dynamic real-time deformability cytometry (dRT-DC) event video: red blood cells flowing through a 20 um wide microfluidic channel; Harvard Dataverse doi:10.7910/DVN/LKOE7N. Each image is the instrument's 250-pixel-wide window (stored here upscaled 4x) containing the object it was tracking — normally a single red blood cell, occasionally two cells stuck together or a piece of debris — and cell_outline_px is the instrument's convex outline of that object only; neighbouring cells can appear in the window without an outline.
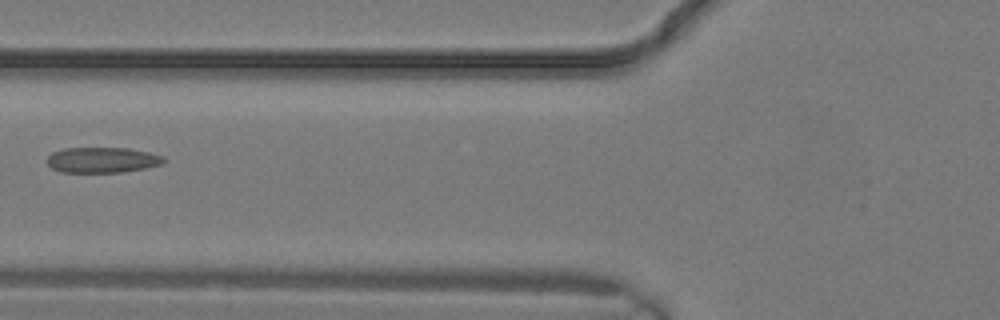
{"species": "common noctule bat (a hibernating species)", "species_latin": "Nyctalus noctula", "temperature_condition": "warm", "stored_images_in_passage": 11, "camera_frame_rate_fps": 3000, "um_per_image_px": 0.085, "animal": {"sex": "male", "body_mass_g": 19.2, "forearm_length_mm": 51.8}, "frame": {"image": 1, "passage_image": 7, "time_ms": 2.0, "image_size_px": [1000, 320], "cell_outline_px": [[164, 164], [124, 172], [60, 172], [52, 168], [48, 164], [48, 156], [52, 152], [64, 148], [128, 148], [148, 152], [164, 156]], "centroid_in_image_um": [8.7, 13.6], "position_along_channel_um": 117.1, "area_um2": 17.34}}
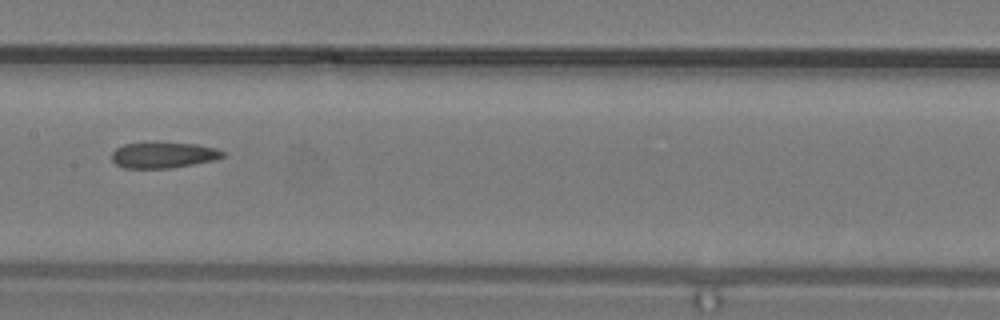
{"frame": {"image": 2, "passage_image": 10, "time_ms": 3.0, "image_size_px": [1000, 320], "cell_outline_px": [[224, 156], [216, 160], [172, 168], [124, 168], [116, 164], [112, 160], [112, 152], [116, 148], [124, 144], [144, 140], [196, 144], [216, 148], [224, 152]], "centroid_in_image_um": [13.86, 13.14], "position_along_channel_um": 193.5, "area_um2": 17.4}}